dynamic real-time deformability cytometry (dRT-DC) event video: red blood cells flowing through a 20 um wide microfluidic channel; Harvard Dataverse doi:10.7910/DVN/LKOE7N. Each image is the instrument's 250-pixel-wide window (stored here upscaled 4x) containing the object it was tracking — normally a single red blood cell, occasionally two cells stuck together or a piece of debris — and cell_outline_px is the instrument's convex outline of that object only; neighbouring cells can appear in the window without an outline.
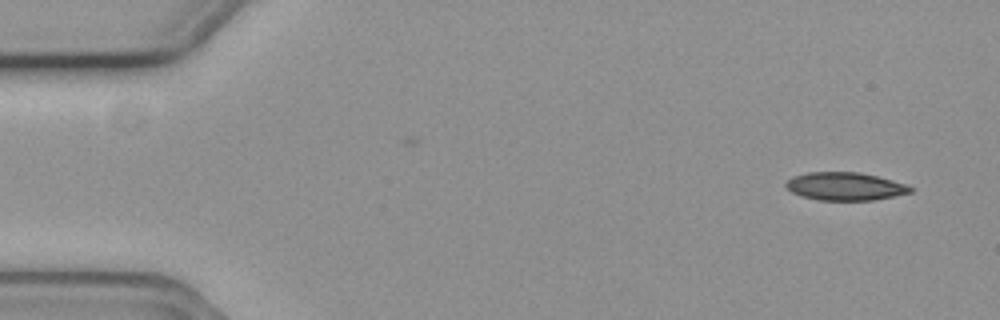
{"species": "common noctule bat (a hibernating species)", "species_latin": "Nyctalus noctula", "temperature_condition": "cold", "stored_images_in_passage": 53, "camera_frame_rate_fps": 3000, "um_per_image_px": 0.085, "animal": {"sex": "female", "body_mass_g": 19.3, "forearm_length_mm": 54.1}, "frame": {"image": 1, "passage_image": 1, "time_ms": 0.0, "image_size_px": [1000, 320], "cell_outline_px": [[912, 192], [872, 200], [820, 200], [800, 196], [792, 192], [784, 184], [792, 176], [808, 172], [860, 172], [892, 180], [904, 184], [912, 188]], "centroid_in_image_um": [71.78, 15.83], "position_along_channel_um": 13.2, "area_um2": 20.11}}
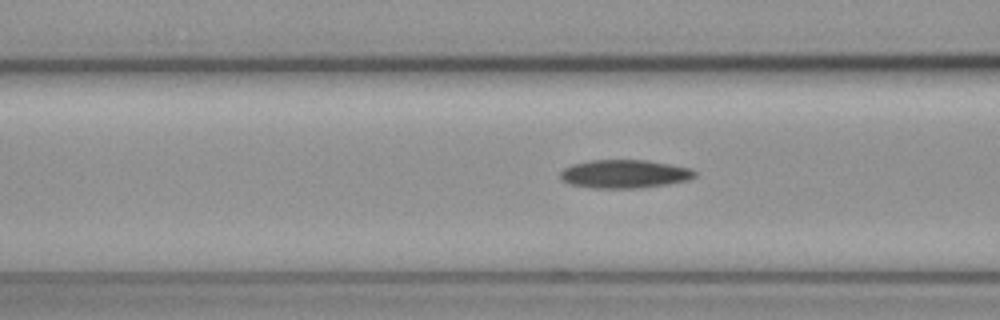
{"frame": {"image": 2, "passage_image": 19, "time_ms": 6.0, "image_size_px": [1000, 320], "cell_outline_px": [[696, 176], [688, 180], [668, 184], [644, 188], [592, 188], [568, 184], [560, 176], [560, 172], [564, 168], [572, 164], [592, 160], [648, 160], [692, 168], [696, 172]], "centroid_in_image_um": [53.11, 14.79], "position_along_channel_um": 113.5, "area_um2": 22.43}}
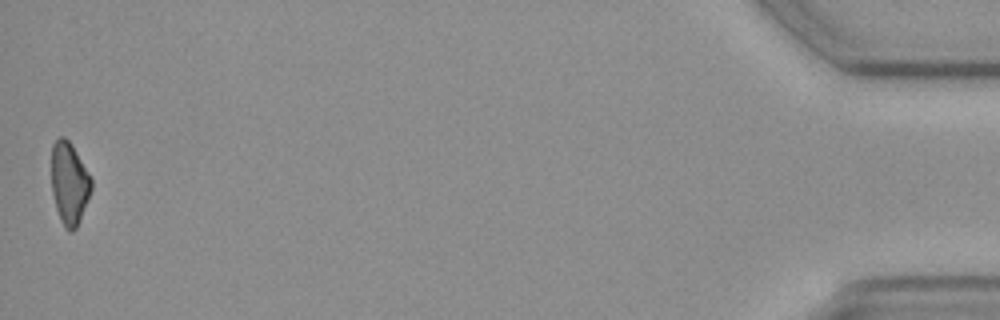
{"frame": {"image": 3, "passage_image": 53, "time_ms": 17.333, "image_size_px": [1000, 320], "cell_outline_px": [[92, 188], [80, 220], [76, 228], [72, 232], [68, 232], [64, 228], [60, 220], [56, 208], [52, 192], [52, 144], [60, 136], [64, 136], [72, 144], [92, 176]], "centroid_in_image_um": [5.9, 15.58], "position_along_channel_um": 429.3, "area_um2": 19.36}, "authors_computed_cell_mechanics": {"area_um2": 21.097, "velocity_mm_per_s": 3.6952, "shape_relaxation_time_tau1_ms": 10.4277, "shape_relaxation_time_tau2_ms": null, "deformation_change_tau1": 0.1622, "deformation_change_tau2": null}}